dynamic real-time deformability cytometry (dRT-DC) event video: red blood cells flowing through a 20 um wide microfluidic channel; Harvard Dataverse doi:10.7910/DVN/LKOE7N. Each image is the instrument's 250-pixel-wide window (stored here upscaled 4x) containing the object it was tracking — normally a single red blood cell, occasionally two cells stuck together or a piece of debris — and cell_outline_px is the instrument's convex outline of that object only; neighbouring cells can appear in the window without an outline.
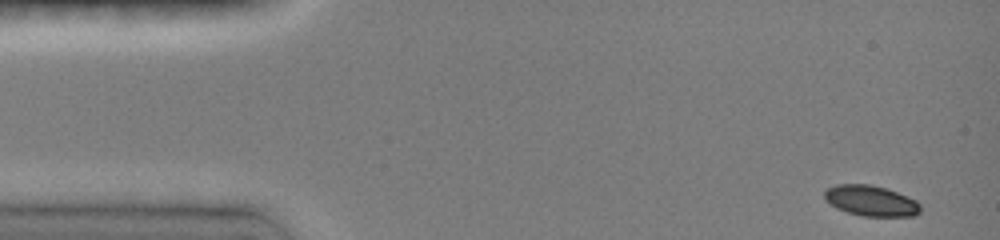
{"species": "common noctule bat (a hibernating species)", "species_latin": "Nyctalus noctula", "temperature_condition": "room temperature", "stored_images_in_passage": 45, "camera_frame_rate_fps": 3000, "um_per_image_px": 0.085, "animal": {"sex": "female", "body_mass_g": 19.0, "forearm_length_mm": 51.5}, "frame": {"image": 1, "passage_image": 1, "time_ms": 0.0, "image_size_px": [1000, 240], "cell_outline_px": [[920, 212], [912, 216], [860, 216], [836, 208], [824, 196], [824, 192], [828, 188], [836, 184], [868, 184], [884, 188], [896, 192], [916, 200], [920, 204]], "centroid_in_image_um": [74.03, 17.07], "position_along_channel_um": 11.0, "area_um2": 16.88}}
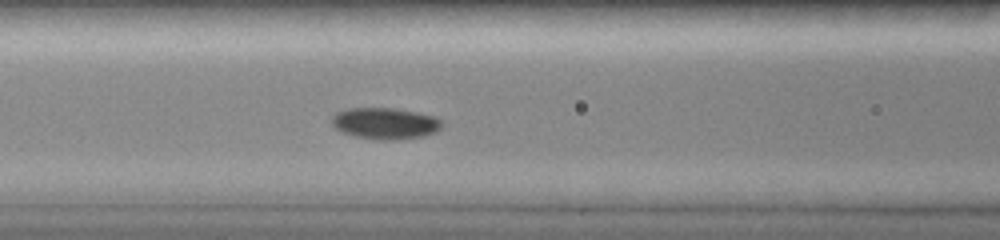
{"frame": {"image": 2, "passage_image": 16, "time_ms": 5.667, "image_size_px": [1000, 240], "cell_outline_px": [[440, 128], [436, 132], [424, 136], [396, 140], [376, 140], [352, 136], [340, 132], [332, 124], [332, 116], [336, 112], [348, 108], [392, 108], [416, 112], [432, 116], [440, 120]], "centroid_in_image_um": [32.68, 10.5], "position_along_channel_um": 133.9, "area_um2": 20.23}}
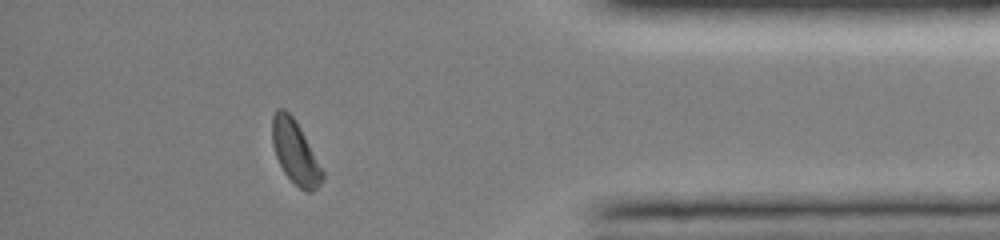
{"frame": {"image": 3, "passage_image": 36, "time_ms": 13.0, "image_size_px": [1000, 240], "cell_outline_px": [[324, 180], [312, 192], [304, 192], [284, 172], [276, 156], [272, 144], [272, 116], [276, 108], [284, 108], [292, 116], [300, 128], [324, 172]], "centroid_in_image_um": [25.08, 12.93], "position_along_channel_um": 410.1, "area_um2": 18.32}, "authors_computed_cell_mechanics": {"area_um2": 18.785, "velocity_mm_per_s": 4.0502, "shape_relaxation_time_tau1_ms": 2.2391, "shape_relaxation_time_tau2_ms": null, "deformation_change_tau1": 0.1005, "deformation_change_tau2": null}}